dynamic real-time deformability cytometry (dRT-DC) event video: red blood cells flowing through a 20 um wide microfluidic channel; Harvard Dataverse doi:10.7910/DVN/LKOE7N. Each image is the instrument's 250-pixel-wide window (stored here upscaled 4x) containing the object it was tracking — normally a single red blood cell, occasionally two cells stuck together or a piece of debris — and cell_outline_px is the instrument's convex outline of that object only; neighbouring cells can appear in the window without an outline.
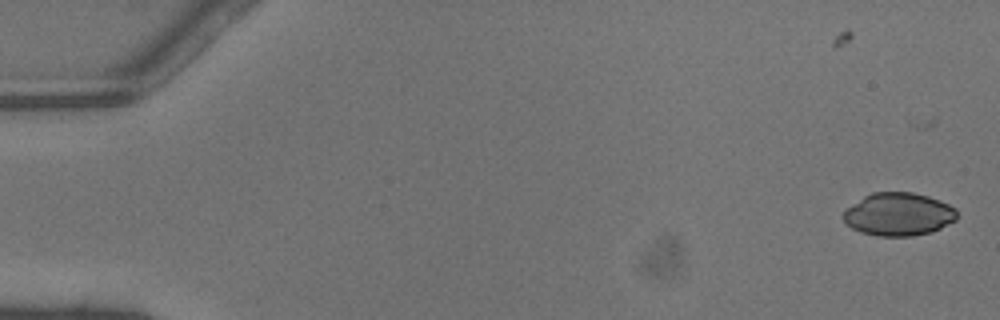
{"species": "common noctule bat (a hibernating species)", "species_latin": "Nyctalus noctula", "temperature_condition": "warm", "stored_images_in_passage": 25, "camera_frame_rate_fps": 3000, "um_per_image_px": 0.085, "animal": {"sex": "male", "body_mass_g": 13.3}, "frame": {"image": 1, "passage_image": 1, "time_ms": 0.0, "image_size_px": [1000, 320], "cell_outline_px": [[956, 220], [932, 232], [912, 236], [876, 236], [860, 232], [844, 224], [840, 216], [848, 208], [864, 196], [872, 192], [912, 192], [928, 196], [940, 200], [956, 208]], "centroid_in_image_um": [76.35, 18.22], "position_along_channel_um": 8.6, "area_um2": 28.67}}
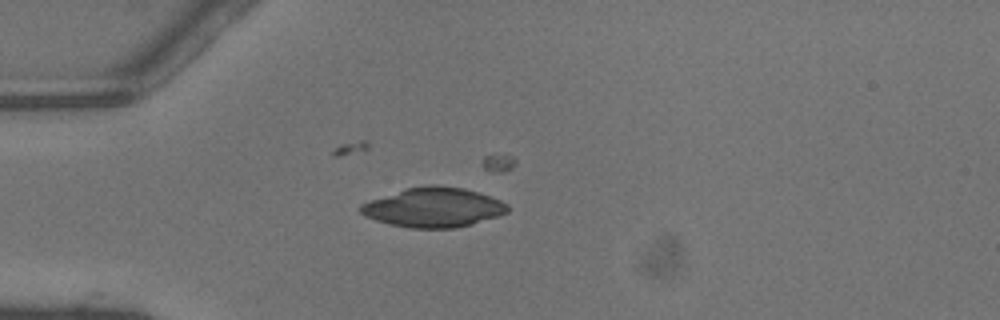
{"frame": {"image": 2, "passage_image": 13, "time_ms": 4.0, "image_size_px": [1000, 320], "cell_outline_px": [[508, 212], [500, 216], [472, 224], [456, 228], [408, 228], [388, 224], [364, 216], [360, 212], [360, 204], [368, 200], [404, 188], [428, 184], [436, 184], [464, 188], [500, 200], [508, 204]], "centroid_in_image_um": [36.82, 17.62], "position_along_channel_um": 48.2, "area_um2": 34.28}}